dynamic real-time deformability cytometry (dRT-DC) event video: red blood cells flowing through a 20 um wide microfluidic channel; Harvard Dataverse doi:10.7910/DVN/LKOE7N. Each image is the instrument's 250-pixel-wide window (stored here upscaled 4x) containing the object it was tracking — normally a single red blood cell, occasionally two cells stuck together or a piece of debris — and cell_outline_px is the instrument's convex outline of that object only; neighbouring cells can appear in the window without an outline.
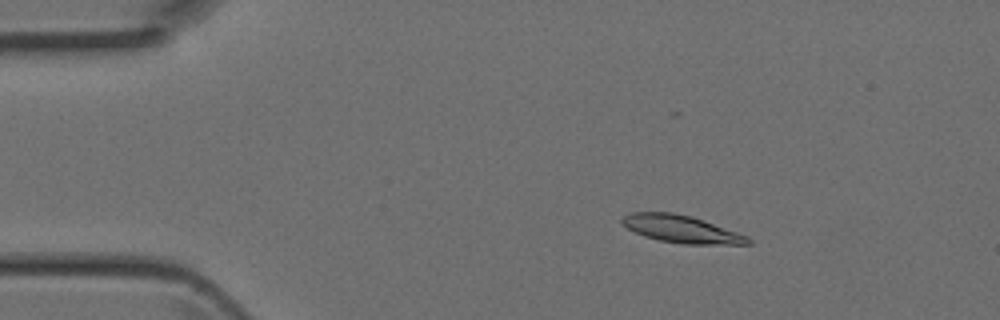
{"species": "Egyptian fruit bat (a non-hibernating species)", "species_latin": "Rousettus aegyptiacus", "temperature_condition": "room temperature", "stored_images_in_passage": 4, "camera_frame_rate_fps": 3000, "um_per_image_px": 0.085, "animal": {"sex": "female"}, "frame": {"image": 1, "passage_image": 2, "time_ms": 0.333, "image_size_px": [1000, 320], "cell_outline_px": [[752, 244], [684, 244], [660, 240], [644, 236], [620, 224], [620, 216], [632, 212], [672, 212], [692, 216], [704, 220], [748, 236], [752, 240]], "centroid_in_image_um": [57.89, 19.46], "position_along_channel_um": 27.1, "area_um2": 20.23}}